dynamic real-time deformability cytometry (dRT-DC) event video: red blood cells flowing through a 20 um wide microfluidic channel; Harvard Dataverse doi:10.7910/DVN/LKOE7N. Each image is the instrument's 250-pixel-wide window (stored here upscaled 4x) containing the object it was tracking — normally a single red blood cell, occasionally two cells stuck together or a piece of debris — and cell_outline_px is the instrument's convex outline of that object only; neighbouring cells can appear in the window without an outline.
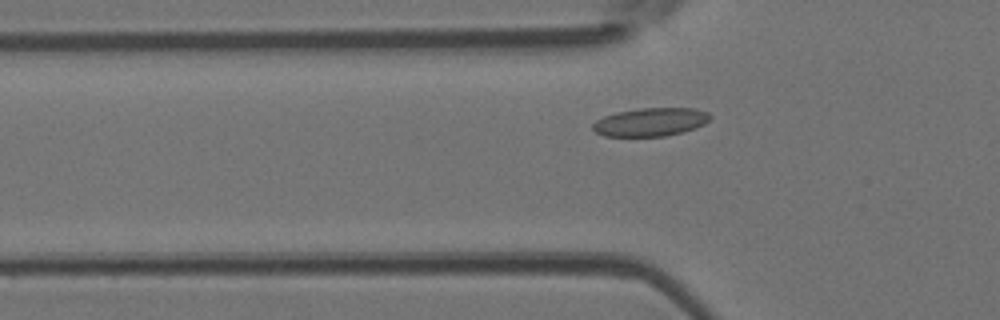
{"species": "Egyptian fruit bat (a non-hibernating species)", "species_latin": "Rousettus aegyptiacus", "temperature_condition": "room temperature", "stored_images_in_passage": 43, "camera_frame_rate_fps": 3000, "um_per_image_px": 0.085, "animal": {"sex": "female"}, "frame": {"image": 1, "passage_image": 9, "time_ms": 2.667, "image_size_px": [1000, 320], "cell_outline_px": [[712, 116], [704, 124], [696, 128], [664, 136], [604, 136], [596, 132], [592, 128], [592, 124], [596, 120], [604, 116], [616, 112], [640, 108], [696, 108], [708, 112]], "centroid_in_image_um": [55.3, 10.36], "position_along_channel_um": 70.5, "area_um2": 19.36}}
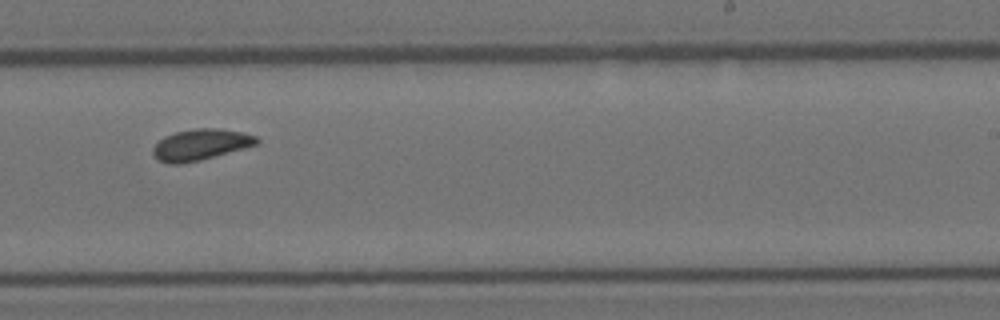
{"frame": {"image": 2, "passage_image": 24, "time_ms": 7.667, "image_size_px": [1000, 320], "cell_outline_px": [[260, 144], [200, 160], [180, 164], [168, 164], [160, 160], [152, 152], [152, 148], [164, 136], [176, 132], [196, 128], [216, 128], [244, 132], [256, 136], [260, 140]], "centroid_in_image_um": [17.09, 12.29], "position_along_channel_um": 271.9, "area_um2": 18.79}}
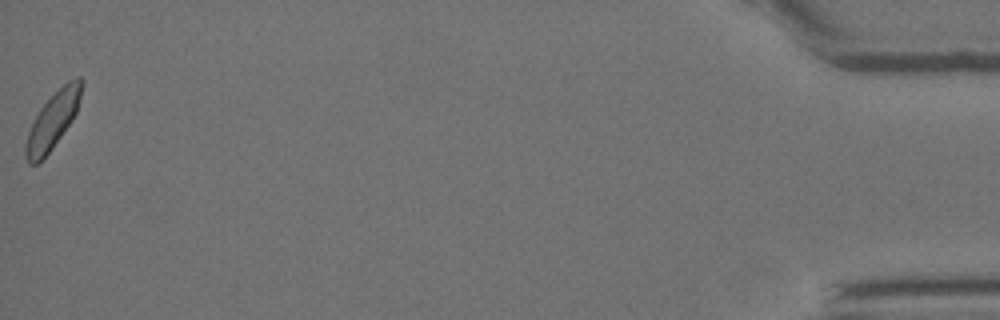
{"frame": {"image": 3, "passage_image": 43, "time_ms": 14.0, "image_size_px": [1000, 320], "cell_outline_px": [[84, 84], [76, 112], [72, 120], [52, 148], [36, 164], [28, 164], [24, 156], [24, 144], [28, 132], [40, 108], [68, 80], [76, 76], [80, 76], [84, 80]], "centroid_in_image_um": [4.49, 10.22], "position_along_channel_um": 430.7, "area_um2": 18.15}, "authors_computed_cell_mechanics": {"area_um2": 18.3226, "velocity_mm_per_s": 4.0298, "shape_relaxation_time_tau1_ms": 5.2809, "shape_relaxation_time_tau2_ms": 1.6157, "deformation_change_tau1": 0.0723, "deformation_change_tau2": 0.0422}}